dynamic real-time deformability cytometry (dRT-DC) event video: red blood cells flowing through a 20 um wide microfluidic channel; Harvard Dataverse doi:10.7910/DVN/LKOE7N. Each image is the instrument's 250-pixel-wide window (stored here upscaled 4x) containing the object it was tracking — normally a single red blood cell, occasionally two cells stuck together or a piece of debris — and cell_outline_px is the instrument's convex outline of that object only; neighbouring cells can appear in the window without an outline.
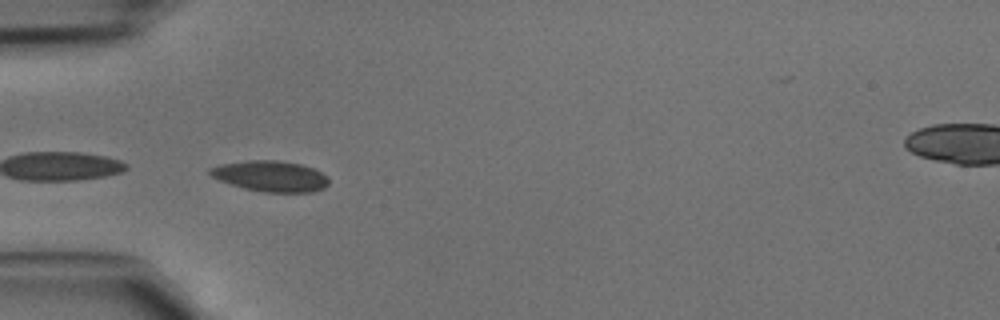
{"species": "common noctule bat (a hibernating species)", "species_latin": "Nyctalus noctula", "temperature_condition": "cold", "stored_images_in_passage": 15, "camera_frame_rate_fps": 3000, "um_per_image_px": 0.085, "animal": {"sex": "male", "body_mass_g": 15.6}, "frame": {"image": 1, "passage_image": 13, "time_ms": 4.0, "image_size_px": [1000, 320], "cell_outline_px": [[328, 184], [324, 188], [312, 192], [264, 192], [244, 188], [220, 180], [212, 176], [208, 172], [208, 168], [220, 164], [248, 160], [276, 160], [300, 164], [312, 168], [328, 176]], "centroid_in_image_um": [22.99, 14.97], "position_along_channel_um": 62.0, "area_um2": 21.21}}